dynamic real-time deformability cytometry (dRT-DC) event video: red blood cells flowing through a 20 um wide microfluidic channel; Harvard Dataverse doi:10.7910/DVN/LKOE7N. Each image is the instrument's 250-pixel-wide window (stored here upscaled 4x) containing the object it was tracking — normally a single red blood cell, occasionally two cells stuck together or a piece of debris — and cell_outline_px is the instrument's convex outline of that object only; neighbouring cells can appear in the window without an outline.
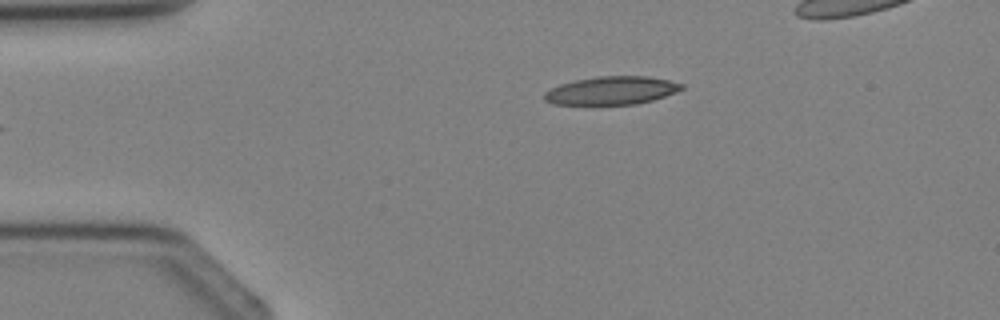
{"species": "Egyptian fruit bat (a non-hibernating species)", "species_latin": "Rousettus aegyptiacus", "temperature_condition": "cold", "stored_images_in_passage": 3, "camera_frame_rate_fps": 3000, "um_per_image_px": 0.085, "animal": {"sex": "female"}, "frame": {"image": 1, "passage_image": 3, "time_ms": 2.333, "image_size_px": [1000, 320], "cell_outline_px": [[684, 88], [664, 96], [652, 100], [636, 104], [592, 108], [552, 104], [544, 100], [544, 92], [560, 84], [576, 80], [600, 76], [644, 76], [668, 80], [684, 84]], "centroid_in_image_um": [51.89, 7.76], "position_along_channel_um": 33.1, "area_um2": 23.47}}